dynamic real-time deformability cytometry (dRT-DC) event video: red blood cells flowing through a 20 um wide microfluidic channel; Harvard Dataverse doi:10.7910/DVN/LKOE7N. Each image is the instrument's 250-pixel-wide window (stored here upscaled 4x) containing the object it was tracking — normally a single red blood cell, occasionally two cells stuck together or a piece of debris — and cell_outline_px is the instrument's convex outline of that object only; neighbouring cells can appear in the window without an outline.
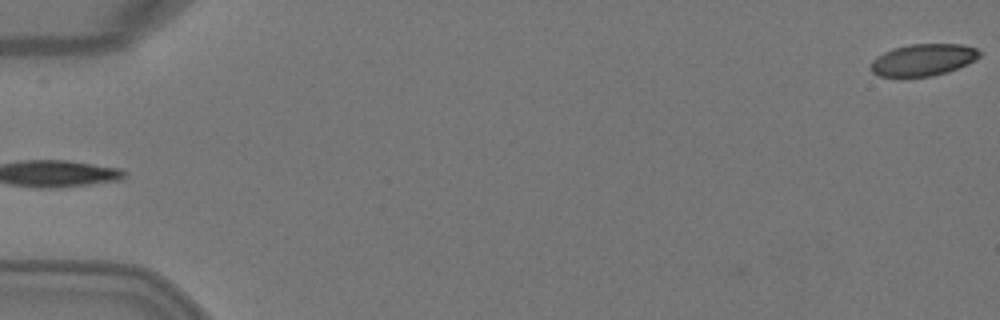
{"species": "Egyptian fruit bat (a non-hibernating species)", "species_latin": "Rousettus aegyptiacus", "temperature_condition": "warm", "stored_images_in_passage": 6, "segment_of_instrument_passage": [2, 2], "camera_frame_rate_fps": 3000, "um_per_image_px": 0.085, "animal": {"sex": "female"}, "frame": {"image": 1, "passage_image": 6, "time_ms": 1.667, "image_size_px": [1000, 320], "cell_outline_px": [[980, 56], [976, 60], [948, 72], [932, 76], [880, 76], [872, 72], [868, 68], [872, 60], [876, 56], [892, 48], [912, 44], [964, 44], [976, 48], [980, 52]], "centroid_in_image_um": [78.45, 5.08], "position_along_channel_um": 6.5, "area_um2": 20.29}}